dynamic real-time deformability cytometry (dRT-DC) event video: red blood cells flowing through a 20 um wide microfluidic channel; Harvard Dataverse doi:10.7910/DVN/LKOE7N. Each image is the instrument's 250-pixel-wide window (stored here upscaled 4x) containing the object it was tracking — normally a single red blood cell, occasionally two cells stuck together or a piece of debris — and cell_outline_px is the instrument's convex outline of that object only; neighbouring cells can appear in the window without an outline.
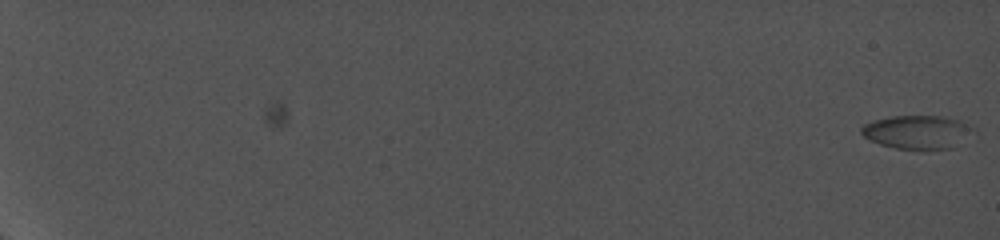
{"species": "common noctule bat (a hibernating species)", "species_latin": "Nyctalus noctula", "temperature_condition": "cold", "stored_images_in_passage": 3, "camera_frame_rate_fps": 5000, "um_per_image_px": 0.085, "animal": {"sex": "female", "body_mass_g": 19.0, "forearm_length_mm": 56.7}, "frame": {"image": 1, "passage_image": 3, "time_ms": 2.0, "image_size_px": [1000, 240], "cell_outline_px": [[964, 124], [952, 148], [920, 152], [896, 148], [880, 144], [864, 136], [860, 132], [860, 128], [864, 124], [876, 120], [892, 116], [940, 116], [956, 120]], "centroid_in_image_um": [77.69, 11.26], "position_along_channel_um": 7.3, "area_um2": 20.63}}